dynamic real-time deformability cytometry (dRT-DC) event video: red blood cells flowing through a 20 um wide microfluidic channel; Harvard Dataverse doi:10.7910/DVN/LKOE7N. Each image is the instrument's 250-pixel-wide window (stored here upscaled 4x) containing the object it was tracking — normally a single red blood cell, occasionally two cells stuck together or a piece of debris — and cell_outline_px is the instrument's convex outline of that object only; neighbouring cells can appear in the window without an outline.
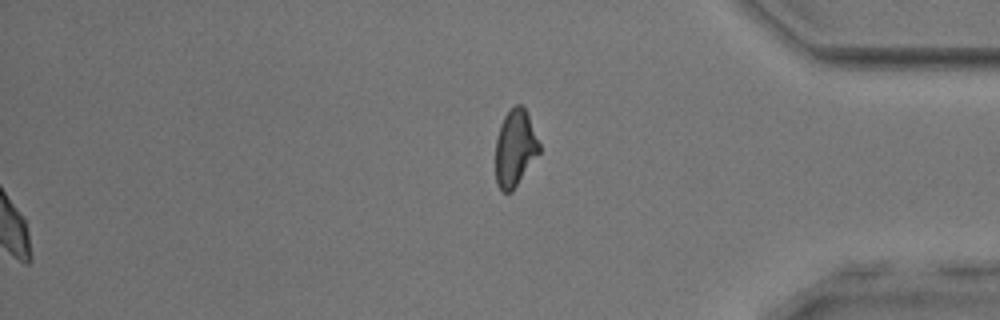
{"species": "common noctule bat (a hibernating species)", "species_latin": "Nyctalus noctula", "temperature_condition": "room temperature", "stored_images_in_passage": 53, "segment_of_instrument_passage": [2, 2], "camera_frame_rate_fps": 3000, "um_per_image_px": 0.085, "animal": {"sex": "male", "body_mass_g": 17.9, "forearm_length_mm": 54.2}, "frame": {"image": 1, "passage_image": 53, "time_ms": 17.333, "image_size_px": [1000, 320], "cell_outline_px": [[540, 152], [512, 192], [504, 192], [496, 184], [496, 140], [500, 124], [504, 116], [516, 104], [520, 104], [524, 108], [528, 116], [540, 144]], "centroid_in_image_um": [43.77, 12.61], "position_along_channel_um": 391.4, "area_um2": 19.36}}